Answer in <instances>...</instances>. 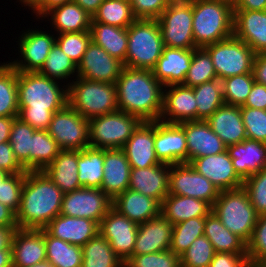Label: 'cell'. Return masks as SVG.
I'll return each mask as SVG.
<instances>
[{
	"mask_svg": "<svg viewBox=\"0 0 266 267\" xmlns=\"http://www.w3.org/2000/svg\"><path fill=\"white\" fill-rule=\"evenodd\" d=\"M215 79H217V74L209 52L204 47L193 49L190 68L183 85L194 87Z\"/></svg>",
	"mask_w": 266,
	"mask_h": 267,
	"instance_id": "bcb514c9",
	"label": "cell"
},
{
	"mask_svg": "<svg viewBox=\"0 0 266 267\" xmlns=\"http://www.w3.org/2000/svg\"><path fill=\"white\" fill-rule=\"evenodd\" d=\"M36 130L18 117L14 119L9 143L19 164L29 171V153L32 151V136Z\"/></svg>",
	"mask_w": 266,
	"mask_h": 267,
	"instance_id": "7dc6e473",
	"label": "cell"
},
{
	"mask_svg": "<svg viewBox=\"0 0 266 267\" xmlns=\"http://www.w3.org/2000/svg\"><path fill=\"white\" fill-rule=\"evenodd\" d=\"M154 150L161 163H187V143L184 129L179 124L154 121Z\"/></svg>",
	"mask_w": 266,
	"mask_h": 267,
	"instance_id": "e0dca14e",
	"label": "cell"
},
{
	"mask_svg": "<svg viewBox=\"0 0 266 267\" xmlns=\"http://www.w3.org/2000/svg\"><path fill=\"white\" fill-rule=\"evenodd\" d=\"M250 203L258 215L266 213V167L243 181Z\"/></svg>",
	"mask_w": 266,
	"mask_h": 267,
	"instance_id": "11a10c76",
	"label": "cell"
},
{
	"mask_svg": "<svg viewBox=\"0 0 266 267\" xmlns=\"http://www.w3.org/2000/svg\"><path fill=\"white\" fill-rule=\"evenodd\" d=\"M16 2H19V4L26 9L29 8L28 10H31L32 12L31 15H36V19H38L37 21H39L40 18V20H42V3L44 0H17Z\"/></svg>",
	"mask_w": 266,
	"mask_h": 267,
	"instance_id": "a7ac6f4b",
	"label": "cell"
},
{
	"mask_svg": "<svg viewBox=\"0 0 266 267\" xmlns=\"http://www.w3.org/2000/svg\"><path fill=\"white\" fill-rule=\"evenodd\" d=\"M209 267H251L247 253H215Z\"/></svg>",
	"mask_w": 266,
	"mask_h": 267,
	"instance_id": "680465c9",
	"label": "cell"
},
{
	"mask_svg": "<svg viewBox=\"0 0 266 267\" xmlns=\"http://www.w3.org/2000/svg\"><path fill=\"white\" fill-rule=\"evenodd\" d=\"M206 122L226 146L238 144L247 139L240 106L224 104Z\"/></svg>",
	"mask_w": 266,
	"mask_h": 267,
	"instance_id": "f546056e",
	"label": "cell"
},
{
	"mask_svg": "<svg viewBox=\"0 0 266 267\" xmlns=\"http://www.w3.org/2000/svg\"><path fill=\"white\" fill-rule=\"evenodd\" d=\"M90 42V31L56 34V43L77 66Z\"/></svg>",
	"mask_w": 266,
	"mask_h": 267,
	"instance_id": "816d5d0a",
	"label": "cell"
},
{
	"mask_svg": "<svg viewBox=\"0 0 266 267\" xmlns=\"http://www.w3.org/2000/svg\"><path fill=\"white\" fill-rule=\"evenodd\" d=\"M143 121L123 111L104 114L89 120V147L121 149Z\"/></svg>",
	"mask_w": 266,
	"mask_h": 267,
	"instance_id": "ba28073f",
	"label": "cell"
},
{
	"mask_svg": "<svg viewBox=\"0 0 266 267\" xmlns=\"http://www.w3.org/2000/svg\"><path fill=\"white\" fill-rule=\"evenodd\" d=\"M233 35L256 53H266V10H234Z\"/></svg>",
	"mask_w": 266,
	"mask_h": 267,
	"instance_id": "603a6c76",
	"label": "cell"
},
{
	"mask_svg": "<svg viewBox=\"0 0 266 267\" xmlns=\"http://www.w3.org/2000/svg\"><path fill=\"white\" fill-rule=\"evenodd\" d=\"M17 117H0V143L8 142L14 119Z\"/></svg>",
	"mask_w": 266,
	"mask_h": 267,
	"instance_id": "003e7915",
	"label": "cell"
},
{
	"mask_svg": "<svg viewBox=\"0 0 266 267\" xmlns=\"http://www.w3.org/2000/svg\"><path fill=\"white\" fill-rule=\"evenodd\" d=\"M118 110L142 121H158L163 106L164 85L152 70L123 67L116 83Z\"/></svg>",
	"mask_w": 266,
	"mask_h": 267,
	"instance_id": "7a4b0ae2",
	"label": "cell"
},
{
	"mask_svg": "<svg viewBox=\"0 0 266 267\" xmlns=\"http://www.w3.org/2000/svg\"><path fill=\"white\" fill-rule=\"evenodd\" d=\"M124 267H181L180 256L170 249L141 255H132Z\"/></svg>",
	"mask_w": 266,
	"mask_h": 267,
	"instance_id": "f5cc1de1",
	"label": "cell"
},
{
	"mask_svg": "<svg viewBox=\"0 0 266 267\" xmlns=\"http://www.w3.org/2000/svg\"><path fill=\"white\" fill-rule=\"evenodd\" d=\"M136 19L131 3L123 0H104L91 22L128 28Z\"/></svg>",
	"mask_w": 266,
	"mask_h": 267,
	"instance_id": "7bdbcfd3",
	"label": "cell"
},
{
	"mask_svg": "<svg viewBox=\"0 0 266 267\" xmlns=\"http://www.w3.org/2000/svg\"><path fill=\"white\" fill-rule=\"evenodd\" d=\"M47 131L61 150L89 147V120L68 104L53 114Z\"/></svg>",
	"mask_w": 266,
	"mask_h": 267,
	"instance_id": "8fae6325",
	"label": "cell"
},
{
	"mask_svg": "<svg viewBox=\"0 0 266 267\" xmlns=\"http://www.w3.org/2000/svg\"><path fill=\"white\" fill-rule=\"evenodd\" d=\"M44 229L53 237L82 247L99 233V223L83 217H69L60 214Z\"/></svg>",
	"mask_w": 266,
	"mask_h": 267,
	"instance_id": "d4e9b609",
	"label": "cell"
},
{
	"mask_svg": "<svg viewBox=\"0 0 266 267\" xmlns=\"http://www.w3.org/2000/svg\"><path fill=\"white\" fill-rule=\"evenodd\" d=\"M63 192L44 171H27L16 213L18 229H42L61 213Z\"/></svg>",
	"mask_w": 266,
	"mask_h": 267,
	"instance_id": "3957f363",
	"label": "cell"
},
{
	"mask_svg": "<svg viewBox=\"0 0 266 267\" xmlns=\"http://www.w3.org/2000/svg\"><path fill=\"white\" fill-rule=\"evenodd\" d=\"M237 175L244 181L266 167V143L245 139L241 143L227 146Z\"/></svg>",
	"mask_w": 266,
	"mask_h": 267,
	"instance_id": "f1b7e54d",
	"label": "cell"
},
{
	"mask_svg": "<svg viewBox=\"0 0 266 267\" xmlns=\"http://www.w3.org/2000/svg\"><path fill=\"white\" fill-rule=\"evenodd\" d=\"M186 134L187 163L195 158L217 155L227 150V146L203 120L179 123Z\"/></svg>",
	"mask_w": 266,
	"mask_h": 267,
	"instance_id": "ffe728a7",
	"label": "cell"
},
{
	"mask_svg": "<svg viewBox=\"0 0 266 267\" xmlns=\"http://www.w3.org/2000/svg\"><path fill=\"white\" fill-rule=\"evenodd\" d=\"M78 180L82 187L100 188L103 180L104 149L92 147L79 151Z\"/></svg>",
	"mask_w": 266,
	"mask_h": 267,
	"instance_id": "8d00e7d4",
	"label": "cell"
},
{
	"mask_svg": "<svg viewBox=\"0 0 266 267\" xmlns=\"http://www.w3.org/2000/svg\"><path fill=\"white\" fill-rule=\"evenodd\" d=\"M46 259L54 267H82V247L51 236L45 230Z\"/></svg>",
	"mask_w": 266,
	"mask_h": 267,
	"instance_id": "f35d334b",
	"label": "cell"
},
{
	"mask_svg": "<svg viewBox=\"0 0 266 267\" xmlns=\"http://www.w3.org/2000/svg\"><path fill=\"white\" fill-rule=\"evenodd\" d=\"M218 1H224V2H227V3L231 4V5H234L236 0H218Z\"/></svg>",
	"mask_w": 266,
	"mask_h": 267,
	"instance_id": "2a66077c",
	"label": "cell"
},
{
	"mask_svg": "<svg viewBox=\"0 0 266 267\" xmlns=\"http://www.w3.org/2000/svg\"><path fill=\"white\" fill-rule=\"evenodd\" d=\"M39 72L18 71V118L35 130H48L52 116L68 104V86Z\"/></svg>",
	"mask_w": 266,
	"mask_h": 267,
	"instance_id": "6da1fadb",
	"label": "cell"
},
{
	"mask_svg": "<svg viewBox=\"0 0 266 267\" xmlns=\"http://www.w3.org/2000/svg\"><path fill=\"white\" fill-rule=\"evenodd\" d=\"M67 98L68 105L88 120L118 110L115 83L76 77L68 85Z\"/></svg>",
	"mask_w": 266,
	"mask_h": 267,
	"instance_id": "8992f818",
	"label": "cell"
},
{
	"mask_svg": "<svg viewBox=\"0 0 266 267\" xmlns=\"http://www.w3.org/2000/svg\"><path fill=\"white\" fill-rule=\"evenodd\" d=\"M38 72L46 77L58 80L63 84L67 83L66 85L68 86L72 77V80L77 77V65L61 50L59 45L55 43L44 65ZM68 78L71 79L69 80Z\"/></svg>",
	"mask_w": 266,
	"mask_h": 267,
	"instance_id": "ee69618b",
	"label": "cell"
},
{
	"mask_svg": "<svg viewBox=\"0 0 266 267\" xmlns=\"http://www.w3.org/2000/svg\"><path fill=\"white\" fill-rule=\"evenodd\" d=\"M137 232L138 224L113 207L99 223V233L123 262L133 255Z\"/></svg>",
	"mask_w": 266,
	"mask_h": 267,
	"instance_id": "9a60e30c",
	"label": "cell"
},
{
	"mask_svg": "<svg viewBox=\"0 0 266 267\" xmlns=\"http://www.w3.org/2000/svg\"><path fill=\"white\" fill-rule=\"evenodd\" d=\"M225 104L243 106L254 85L253 73L231 76L221 80Z\"/></svg>",
	"mask_w": 266,
	"mask_h": 267,
	"instance_id": "c3c4849f",
	"label": "cell"
},
{
	"mask_svg": "<svg viewBox=\"0 0 266 267\" xmlns=\"http://www.w3.org/2000/svg\"><path fill=\"white\" fill-rule=\"evenodd\" d=\"M169 164H158L147 168H131L129 189L156 199L160 204L168 195Z\"/></svg>",
	"mask_w": 266,
	"mask_h": 267,
	"instance_id": "484cf974",
	"label": "cell"
},
{
	"mask_svg": "<svg viewBox=\"0 0 266 267\" xmlns=\"http://www.w3.org/2000/svg\"><path fill=\"white\" fill-rule=\"evenodd\" d=\"M18 227L0 226V250L11 249L15 231Z\"/></svg>",
	"mask_w": 266,
	"mask_h": 267,
	"instance_id": "e7e4bbea",
	"label": "cell"
},
{
	"mask_svg": "<svg viewBox=\"0 0 266 267\" xmlns=\"http://www.w3.org/2000/svg\"><path fill=\"white\" fill-rule=\"evenodd\" d=\"M212 206L193 197L168 194L161 203L160 213L173 225L195 217H206Z\"/></svg>",
	"mask_w": 266,
	"mask_h": 267,
	"instance_id": "836d02e7",
	"label": "cell"
},
{
	"mask_svg": "<svg viewBox=\"0 0 266 267\" xmlns=\"http://www.w3.org/2000/svg\"><path fill=\"white\" fill-rule=\"evenodd\" d=\"M192 88L197 105V120L206 121L219 107L225 104L222 82L219 79Z\"/></svg>",
	"mask_w": 266,
	"mask_h": 267,
	"instance_id": "b9f144b4",
	"label": "cell"
},
{
	"mask_svg": "<svg viewBox=\"0 0 266 267\" xmlns=\"http://www.w3.org/2000/svg\"><path fill=\"white\" fill-rule=\"evenodd\" d=\"M220 191L189 163L170 165L168 194L193 197L214 205Z\"/></svg>",
	"mask_w": 266,
	"mask_h": 267,
	"instance_id": "5bb4252c",
	"label": "cell"
},
{
	"mask_svg": "<svg viewBox=\"0 0 266 267\" xmlns=\"http://www.w3.org/2000/svg\"><path fill=\"white\" fill-rule=\"evenodd\" d=\"M193 49L164 46L162 55L153 68L154 77L164 85L183 84L190 68Z\"/></svg>",
	"mask_w": 266,
	"mask_h": 267,
	"instance_id": "83f0119b",
	"label": "cell"
},
{
	"mask_svg": "<svg viewBox=\"0 0 266 267\" xmlns=\"http://www.w3.org/2000/svg\"><path fill=\"white\" fill-rule=\"evenodd\" d=\"M78 157V150H61L44 170L63 193L72 192L82 187L78 180Z\"/></svg>",
	"mask_w": 266,
	"mask_h": 267,
	"instance_id": "d6a6232c",
	"label": "cell"
},
{
	"mask_svg": "<svg viewBox=\"0 0 266 267\" xmlns=\"http://www.w3.org/2000/svg\"><path fill=\"white\" fill-rule=\"evenodd\" d=\"M80 5L89 15H93L98 11L99 6L104 0H73Z\"/></svg>",
	"mask_w": 266,
	"mask_h": 267,
	"instance_id": "89a4df30",
	"label": "cell"
},
{
	"mask_svg": "<svg viewBox=\"0 0 266 267\" xmlns=\"http://www.w3.org/2000/svg\"><path fill=\"white\" fill-rule=\"evenodd\" d=\"M246 136L266 143V110L241 107Z\"/></svg>",
	"mask_w": 266,
	"mask_h": 267,
	"instance_id": "9f6ffc18",
	"label": "cell"
},
{
	"mask_svg": "<svg viewBox=\"0 0 266 267\" xmlns=\"http://www.w3.org/2000/svg\"><path fill=\"white\" fill-rule=\"evenodd\" d=\"M0 267H13L12 249L0 250Z\"/></svg>",
	"mask_w": 266,
	"mask_h": 267,
	"instance_id": "8c879c8a",
	"label": "cell"
},
{
	"mask_svg": "<svg viewBox=\"0 0 266 267\" xmlns=\"http://www.w3.org/2000/svg\"><path fill=\"white\" fill-rule=\"evenodd\" d=\"M210 54L217 79L252 73L256 53L234 35L204 47Z\"/></svg>",
	"mask_w": 266,
	"mask_h": 267,
	"instance_id": "9c48e42d",
	"label": "cell"
},
{
	"mask_svg": "<svg viewBox=\"0 0 266 267\" xmlns=\"http://www.w3.org/2000/svg\"><path fill=\"white\" fill-rule=\"evenodd\" d=\"M173 224L161 213L138 224L133 255L156 253L168 250L171 244Z\"/></svg>",
	"mask_w": 266,
	"mask_h": 267,
	"instance_id": "7402d4cb",
	"label": "cell"
},
{
	"mask_svg": "<svg viewBox=\"0 0 266 267\" xmlns=\"http://www.w3.org/2000/svg\"><path fill=\"white\" fill-rule=\"evenodd\" d=\"M18 71L8 61L0 63V117H18Z\"/></svg>",
	"mask_w": 266,
	"mask_h": 267,
	"instance_id": "ab89813d",
	"label": "cell"
},
{
	"mask_svg": "<svg viewBox=\"0 0 266 267\" xmlns=\"http://www.w3.org/2000/svg\"><path fill=\"white\" fill-rule=\"evenodd\" d=\"M124 67L153 70L164 48L157 19H136L128 28Z\"/></svg>",
	"mask_w": 266,
	"mask_h": 267,
	"instance_id": "5b68a950",
	"label": "cell"
},
{
	"mask_svg": "<svg viewBox=\"0 0 266 267\" xmlns=\"http://www.w3.org/2000/svg\"><path fill=\"white\" fill-rule=\"evenodd\" d=\"M82 252V267H124V262L100 233L82 246Z\"/></svg>",
	"mask_w": 266,
	"mask_h": 267,
	"instance_id": "74e56055",
	"label": "cell"
},
{
	"mask_svg": "<svg viewBox=\"0 0 266 267\" xmlns=\"http://www.w3.org/2000/svg\"><path fill=\"white\" fill-rule=\"evenodd\" d=\"M0 226L17 227L16 214L0 203Z\"/></svg>",
	"mask_w": 266,
	"mask_h": 267,
	"instance_id": "03108f58",
	"label": "cell"
},
{
	"mask_svg": "<svg viewBox=\"0 0 266 267\" xmlns=\"http://www.w3.org/2000/svg\"><path fill=\"white\" fill-rule=\"evenodd\" d=\"M130 3L137 19H157L168 7L166 0H131Z\"/></svg>",
	"mask_w": 266,
	"mask_h": 267,
	"instance_id": "6f0895ef",
	"label": "cell"
},
{
	"mask_svg": "<svg viewBox=\"0 0 266 267\" xmlns=\"http://www.w3.org/2000/svg\"><path fill=\"white\" fill-rule=\"evenodd\" d=\"M90 34L91 41L102 47L112 57L125 63L128 44L127 28L91 22Z\"/></svg>",
	"mask_w": 266,
	"mask_h": 267,
	"instance_id": "e575fe53",
	"label": "cell"
},
{
	"mask_svg": "<svg viewBox=\"0 0 266 267\" xmlns=\"http://www.w3.org/2000/svg\"><path fill=\"white\" fill-rule=\"evenodd\" d=\"M204 236L212 243L216 253H247V243L229 231L212 211L205 217Z\"/></svg>",
	"mask_w": 266,
	"mask_h": 267,
	"instance_id": "d590c367",
	"label": "cell"
},
{
	"mask_svg": "<svg viewBox=\"0 0 266 267\" xmlns=\"http://www.w3.org/2000/svg\"><path fill=\"white\" fill-rule=\"evenodd\" d=\"M72 1L73 0H44V2L42 3V19L43 16L52 8Z\"/></svg>",
	"mask_w": 266,
	"mask_h": 267,
	"instance_id": "2644e50d",
	"label": "cell"
},
{
	"mask_svg": "<svg viewBox=\"0 0 266 267\" xmlns=\"http://www.w3.org/2000/svg\"><path fill=\"white\" fill-rule=\"evenodd\" d=\"M234 10L263 11L266 10V0H236Z\"/></svg>",
	"mask_w": 266,
	"mask_h": 267,
	"instance_id": "be15d7a7",
	"label": "cell"
},
{
	"mask_svg": "<svg viewBox=\"0 0 266 267\" xmlns=\"http://www.w3.org/2000/svg\"><path fill=\"white\" fill-rule=\"evenodd\" d=\"M190 0H166L167 4L186 3Z\"/></svg>",
	"mask_w": 266,
	"mask_h": 267,
	"instance_id": "11e5206c",
	"label": "cell"
},
{
	"mask_svg": "<svg viewBox=\"0 0 266 267\" xmlns=\"http://www.w3.org/2000/svg\"><path fill=\"white\" fill-rule=\"evenodd\" d=\"M189 164L209 179L220 192L243 187V180L235 172L227 150L217 155L195 158Z\"/></svg>",
	"mask_w": 266,
	"mask_h": 267,
	"instance_id": "ac0fdd59",
	"label": "cell"
},
{
	"mask_svg": "<svg viewBox=\"0 0 266 267\" xmlns=\"http://www.w3.org/2000/svg\"><path fill=\"white\" fill-rule=\"evenodd\" d=\"M30 267H54V265L46 259Z\"/></svg>",
	"mask_w": 266,
	"mask_h": 267,
	"instance_id": "753ad0ef",
	"label": "cell"
},
{
	"mask_svg": "<svg viewBox=\"0 0 266 267\" xmlns=\"http://www.w3.org/2000/svg\"><path fill=\"white\" fill-rule=\"evenodd\" d=\"M0 169L9 174L27 172L16 160L9 141L0 143Z\"/></svg>",
	"mask_w": 266,
	"mask_h": 267,
	"instance_id": "91938a15",
	"label": "cell"
},
{
	"mask_svg": "<svg viewBox=\"0 0 266 267\" xmlns=\"http://www.w3.org/2000/svg\"><path fill=\"white\" fill-rule=\"evenodd\" d=\"M9 175V173H7L6 171L0 169V185L1 182H3V180Z\"/></svg>",
	"mask_w": 266,
	"mask_h": 267,
	"instance_id": "34e18365",
	"label": "cell"
},
{
	"mask_svg": "<svg viewBox=\"0 0 266 267\" xmlns=\"http://www.w3.org/2000/svg\"><path fill=\"white\" fill-rule=\"evenodd\" d=\"M252 73L255 82L266 86V53L256 54Z\"/></svg>",
	"mask_w": 266,
	"mask_h": 267,
	"instance_id": "6125c7cd",
	"label": "cell"
},
{
	"mask_svg": "<svg viewBox=\"0 0 266 267\" xmlns=\"http://www.w3.org/2000/svg\"><path fill=\"white\" fill-rule=\"evenodd\" d=\"M212 212L229 231L246 243L250 240L259 217L243 187L220 192L212 206Z\"/></svg>",
	"mask_w": 266,
	"mask_h": 267,
	"instance_id": "52a82bcc",
	"label": "cell"
},
{
	"mask_svg": "<svg viewBox=\"0 0 266 267\" xmlns=\"http://www.w3.org/2000/svg\"><path fill=\"white\" fill-rule=\"evenodd\" d=\"M240 107L266 110V86L254 82L245 104Z\"/></svg>",
	"mask_w": 266,
	"mask_h": 267,
	"instance_id": "94428289",
	"label": "cell"
},
{
	"mask_svg": "<svg viewBox=\"0 0 266 267\" xmlns=\"http://www.w3.org/2000/svg\"><path fill=\"white\" fill-rule=\"evenodd\" d=\"M131 166L122 149H104L103 180L100 189L112 200L129 188Z\"/></svg>",
	"mask_w": 266,
	"mask_h": 267,
	"instance_id": "4316f807",
	"label": "cell"
},
{
	"mask_svg": "<svg viewBox=\"0 0 266 267\" xmlns=\"http://www.w3.org/2000/svg\"><path fill=\"white\" fill-rule=\"evenodd\" d=\"M192 13L193 37L197 48L233 36V5L218 0H192Z\"/></svg>",
	"mask_w": 266,
	"mask_h": 267,
	"instance_id": "277c9868",
	"label": "cell"
},
{
	"mask_svg": "<svg viewBox=\"0 0 266 267\" xmlns=\"http://www.w3.org/2000/svg\"><path fill=\"white\" fill-rule=\"evenodd\" d=\"M215 253L212 243L203 235L180 256L181 267H209Z\"/></svg>",
	"mask_w": 266,
	"mask_h": 267,
	"instance_id": "f907efd6",
	"label": "cell"
},
{
	"mask_svg": "<svg viewBox=\"0 0 266 267\" xmlns=\"http://www.w3.org/2000/svg\"><path fill=\"white\" fill-rule=\"evenodd\" d=\"M11 249L13 267H30L46 260L45 229H17Z\"/></svg>",
	"mask_w": 266,
	"mask_h": 267,
	"instance_id": "44dd1931",
	"label": "cell"
},
{
	"mask_svg": "<svg viewBox=\"0 0 266 267\" xmlns=\"http://www.w3.org/2000/svg\"><path fill=\"white\" fill-rule=\"evenodd\" d=\"M157 20L164 46L179 49L197 48L192 29V0L168 4Z\"/></svg>",
	"mask_w": 266,
	"mask_h": 267,
	"instance_id": "30bf717a",
	"label": "cell"
},
{
	"mask_svg": "<svg viewBox=\"0 0 266 267\" xmlns=\"http://www.w3.org/2000/svg\"><path fill=\"white\" fill-rule=\"evenodd\" d=\"M43 18L56 34L90 31L92 21V16L74 1L52 8Z\"/></svg>",
	"mask_w": 266,
	"mask_h": 267,
	"instance_id": "1f68e13d",
	"label": "cell"
},
{
	"mask_svg": "<svg viewBox=\"0 0 266 267\" xmlns=\"http://www.w3.org/2000/svg\"><path fill=\"white\" fill-rule=\"evenodd\" d=\"M112 207L128 219L140 224L158 216L161 204L152 197L128 188L112 200Z\"/></svg>",
	"mask_w": 266,
	"mask_h": 267,
	"instance_id": "4dcf8cb0",
	"label": "cell"
},
{
	"mask_svg": "<svg viewBox=\"0 0 266 267\" xmlns=\"http://www.w3.org/2000/svg\"><path fill=\"white\" fill-rule=\"evenodd\" d=\"M60 151L47 130H36L32 136V151L29 153V171H44Z\"/></svg>",
	"mask_w": 266,
	"mask_h": 267,
	"instance_id": "60d3db41",
	"label": "cell"
},
{
	"mask_svg": "<svg viewBox=\"0 0 266 267\" xmlns=\"http://www.w3.org/2000/svg\"><path fill=\"white\" fill-rule=\"evenodd\" d=\"M121 149L131 168L161 164L154 150V121H143Z\"/></svg>",
	"mask_w": 266,
	"mask_h": 267,
	"instance_id": "cb8c5ba5",
	"label": "cell"
},
{
	"mask_svg": "<svg viewBox=\"0 0 266 267\" xmlns=\"http://www.w3.org/2000/svg\"><path fill=\"white\" fill-rule=\"evenodd\" d=\"M159 120L172 124L197 121V105L193 88L183 84L164 87Z\"/></svg>",
	"mask_w": 266,
	"mask_h": 267,
	"instance_id": "d6986e66",
	"label": "cell"
},
{
	"mask_svg": "<svg viewBox=\"0 0 266 267\" xmlns=\"http://www.w3.org/2000/svg\"><path fill=\"white\" fill-rule=\"evenodd\" d=\"M21 32L16 41L18 42L19 57L8 63L17 71L38 72L56 43V35L54 32L52 33V28L50 31H42L41 28L39 30L27 28Z\"/></svg>",
	"mask_w": 266,
	"mask_h": 267,
	"instance_id": "7c38bea8",
	"label": "cell"
},
{
	"mask_svg": "<svg viewBox=\"0 0 266 267\" xmlns=\"http://www.w3.org/2000/svg\"><path fill=\"white\" fill-rule=\"evenodd\" d=\"M247 257L251 267H266V213L259 215L247 242Z\"/></svg>",
	"mask_w": 266,
	"mask_h": 267,
	"instance_id": "681fc988",
	"label": "cell"
},
{
	"mask_svg": "<svg viewBox=\"0 0 266 267\" xmlns=\"http://www.w3.org/2000/svg\"><path fill=\"white\" fill-rule=\"evenodd\" d=\"M123 67L121 61L91 41L77 66V77L103 83H116Z\"/></svg>",
	"mask_w": 266,
	"mask_h": 267,
	"instance_id": "2e32d148",
	"label": "cell"
},
{
	"mask_svg": "<svg viewBox=\"0 0 266 267\" xmlns=\"http://www.w3.org/2000/svg\"><path fill=\"white\" fill-rule=\"evenodd\" d=\"M205 217H195L173 225L170 250L181 256L197 238L204 235Z\"/></svg>",
	"mask_w": 266,
	"mask_h": 267,
	"instance_id": "f6af8a7d",
	"label": "cell"
},
{
	"mask_svg": "<svg viewBox=\"0 0 266 267\" xmlns=\"http://www.w3.org/2000/svg\"><path fill=\"white\" fill-rule=\"evenodd\" d=\"M111 208L112 199L102 189L81 187L63 194L60 214L100 223Z\"/></svg>",
	"mask_w": 266,
	"mask_h": 267,
	"instance_id": "4fadbf2b",
	"label": "cell"
},
{
	"mask_svg": "<svg viewBox=\"0 0 266 267\" xmlns=\"http://www.w3.org/2000/svg\"><path fill=\"white\" fill-rule=\"evenodd\" d=\"M25 175L26 173L9 174L0 185V203L15 214L20 207Z\"/></svg>",
	"mask_w": 266,
	"mask_h": 267,
	"instance_id": "db71d44e",
	"label": "cell"
}]
</instances>
